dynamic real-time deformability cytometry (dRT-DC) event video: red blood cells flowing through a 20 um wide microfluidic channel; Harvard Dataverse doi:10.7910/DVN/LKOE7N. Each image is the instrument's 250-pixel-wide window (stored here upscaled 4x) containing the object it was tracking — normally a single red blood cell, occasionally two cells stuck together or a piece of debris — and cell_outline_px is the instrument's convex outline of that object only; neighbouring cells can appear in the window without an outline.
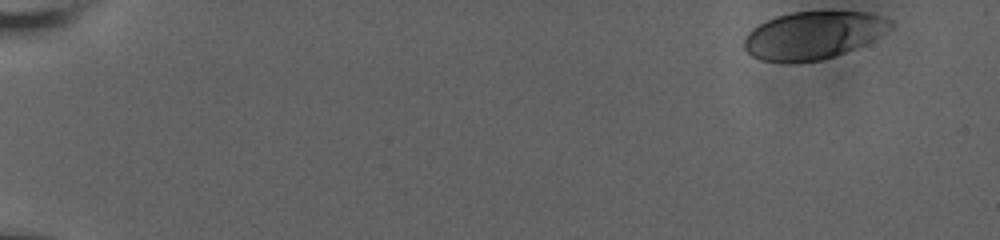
{"species": "human", "species_latin": "Homo sapiens", "temperature_condition": "room temperature", "stored_images_in_passage": 49, "camera_frame_rate_fps": 3000, "um_per_image_px": 0.085, "donor": {"sex": "male"}, "frame": {"image": 1, "passage_image": 1, "time_ms": 0.0, "image_size_px": [1000, 240], "cell_outline_px": [[892, 24], [864, 44], [844, 52], [820, 60], [760, 60], [752, 56], [744, 48], [744, 40], [748, 32], [752, 28], [776, 16], [792, 12], [868, 12], [884, 16], [892, 20]], "centroid_in_image_um": [69.08, 2.96], "position_along_channel_um": 15.9, "area_um2": 39.3}}
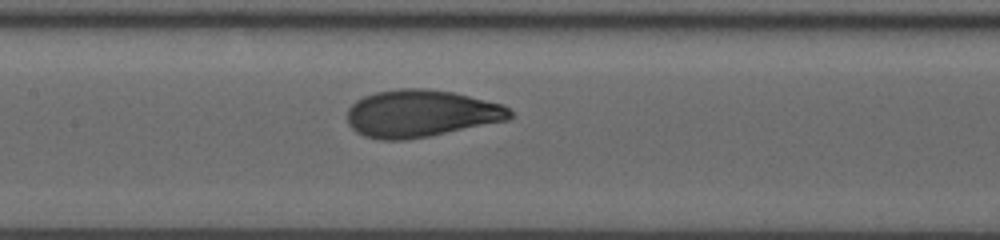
{"frame": {"image": 2, "passage_image": 28, "time_ms": 9.0, "image_size_px": [1000, 240], "cell_outline_px": [[512, 116], [508, 120], [428, 136], [404, 140], [380, 140], [364, 136], [356, 132], [348, 124], [348, 108], [356, 100], [364, 96], [376, 92], [400, 88], [428, 88], [452, 92], [504, 104], [512, 112]], "centroid_in_image_um": [35.76, 9.64], "position_along_channel_um": 171.6, "area_um2": 44.8}}
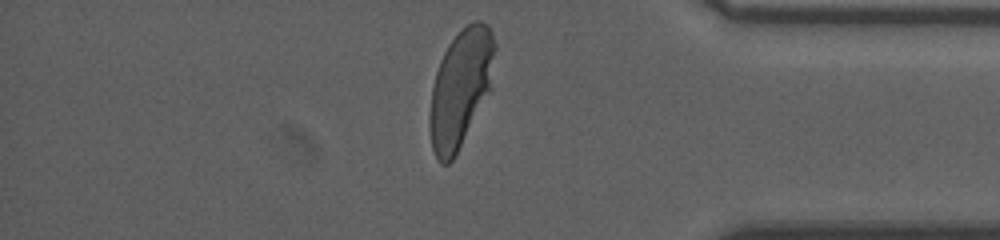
{"frame": {"image": 3, "passage_image": 48, "time_ms": 15.667, "image_size_px": [1000, 240], "cell_outline_px": [[496, 48], [492, 88], [452, 160], [448, 164], [440, 164], [436, 160], [432, 148], [428, 120], [428, 116], [432, 88], [436, 72], [440, 60], [448, 44], [460, 28], [472, 20], [480, 20], [488, 24], [492, 32], [496, 44]], "centroid_in_image_um": [39.16, 7.45], "position_along_channel_um": 396.0, "area_um2": 45.26}, "authors_computed_cell_mechanics": {"area_um2": 43.5812, "velocity_mm_per_s": 3.6273, "shape_relaxation_time_tau1_ms": 3.5768, "shape_relaxation_time_tau2_ms": null, "deformation_change_tau1": 0.1774, "deformation_change_tau2": null}}